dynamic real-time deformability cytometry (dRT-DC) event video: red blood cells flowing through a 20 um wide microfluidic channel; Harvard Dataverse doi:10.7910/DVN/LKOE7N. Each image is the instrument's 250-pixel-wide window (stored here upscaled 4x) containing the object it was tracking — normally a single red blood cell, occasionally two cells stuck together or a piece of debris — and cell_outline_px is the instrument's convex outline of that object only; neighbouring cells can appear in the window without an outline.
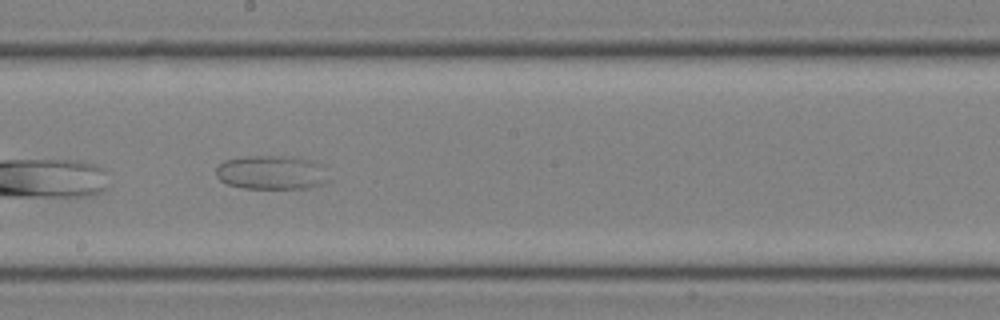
{"species": "common noctule bat (a hibernating species)", "species_latin": "Nyctalus noctula", "temperature_condition": "room temperature", "stored_images_in_passage": 27, "camera_frame_rate_fps": 3000, "um_per_image_px": 0.085, "animal": {"sex": "male", "body_mass_g": 19.0, "forearm_length_mm": 50.8}, "frame": {"image": 1, "passage_image": 12, "time_ms": 3.667, "image_size_px": [1000, 320], "cell_outline_px": [[328, 180], [320, 184], [308, 188], [244, 188], [228, 184], [220, 180], [216, 176], [216, 168], [224, 160], [244, 156], [292, 156], [308, 160], [316, 164]], "centroid_in_image_um": [22.96, 14.66], "position_along_channel_um": 225.2, "area_um2": 21.79}}